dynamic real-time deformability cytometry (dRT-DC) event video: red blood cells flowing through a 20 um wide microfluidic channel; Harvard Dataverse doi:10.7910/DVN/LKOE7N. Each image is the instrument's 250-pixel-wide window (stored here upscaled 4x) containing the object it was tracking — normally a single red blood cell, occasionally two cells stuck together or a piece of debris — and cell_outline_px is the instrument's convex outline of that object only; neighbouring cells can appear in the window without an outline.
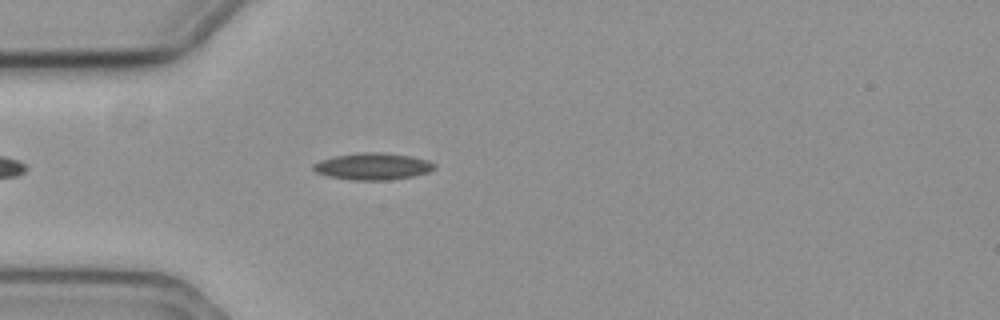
{"species": "common noctule bat (a hibernating species)", "species_latin": "Nyctalus noctula", "temperature_condition": "cold", "stored_images_in_passage": 48, "camera_frame_rate_fps": 3000, "um_per_image_px": 0.085, "animal": {"sex": "female", "body_mass_g": 19.3, "forearm_length_mm": 54.1}, "frame": {"image": 1, "passage_image": 7, "time_ms": 2.0, "image_size_px": [1000, 320], "cell_outline_px": [[436, 168], [428, 172], [412, 176], [388, 180], [352, 180], [328, 176], [316, 172], [312, 168], [312, 164], [320, 160], [336, 156], [364, 152], [380, 152], [412, 156], [428, 160], [436, 164]], "centroid_in_image_um": [31.7, 14.14], "position_along_channel_um": 53.3, "area_um2": 18.9}}
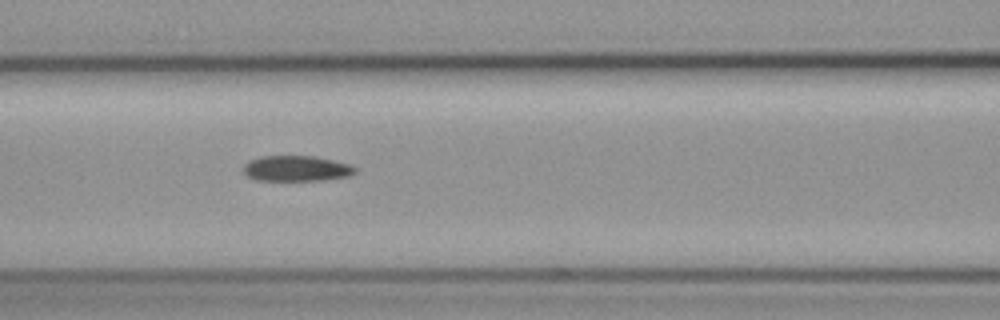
{"frame": {"image": 2, "passage_image": 15, "time_ms": 4.667, "image_size_px": [1000, 320], "cell_outline_px": [[356, 172], [348, 176], [324, 180], [256, 180], [248, 176], [244, 172], [244, 164], [252, 160], [264, 156], [312, 156], [332, 160], [348, 164], [356, 168]], "centroid_in_image_um": [25.2, 14.32], "position_along_channel_um": 141.4, "area_um2": 16.36}}
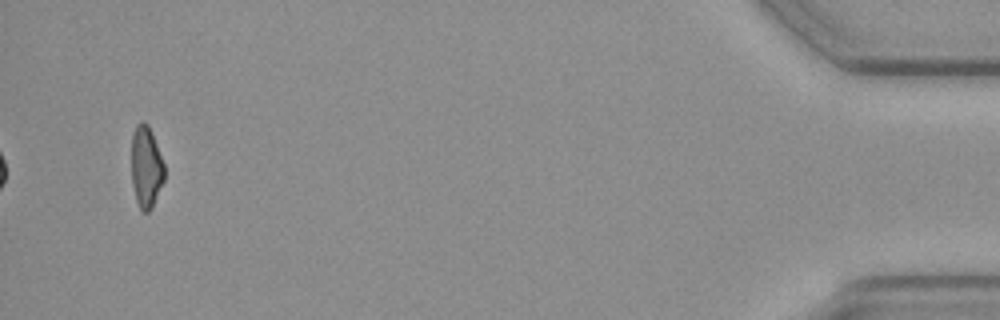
{"frame": {"image": 3, "passage_image": 46, "time_ms": 15.0, "image_size_px": [1000, 320], "cell_outline_px": [[164, 180], [152, 208], [148, 212], [140, 212], [136, 200], [132, 184], [132, 132], [136, 124], [140, 120], [144, 120], [148, 124], [152, 132], [164, 164]], "centroid_in_image_um": [12.41, 14.18], "position_along_channel_um": 422.8, "area_um2": 15.9}, "authors_computed_cell_mechanics": {"area_um2": 16.9065, "velocity_mm_per_s": 3.5926, "shape_relaxation_time_tau1_ms": 10.7346, "shape_relaxation_time_tau2_ms": 7.2718, "deformation_change_tau1": 0.2155, "deformation_change_tau2": 0.1447}}